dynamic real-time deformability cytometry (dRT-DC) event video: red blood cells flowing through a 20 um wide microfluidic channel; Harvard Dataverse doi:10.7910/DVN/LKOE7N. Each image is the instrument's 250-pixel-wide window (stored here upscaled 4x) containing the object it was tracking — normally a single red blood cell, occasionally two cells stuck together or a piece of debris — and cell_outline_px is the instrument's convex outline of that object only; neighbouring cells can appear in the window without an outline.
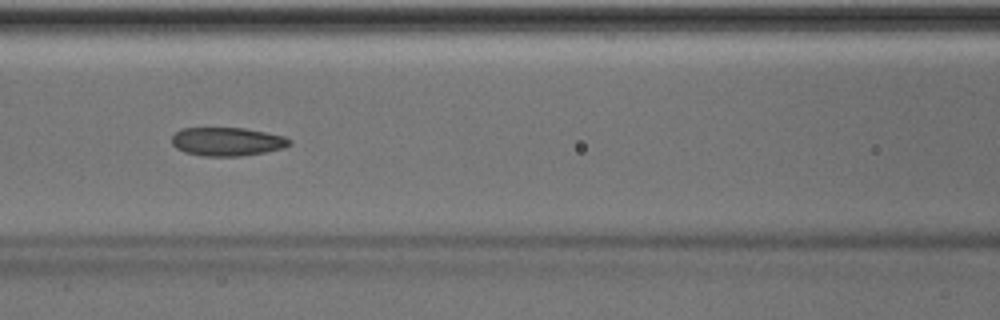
{"species": "Egyptian fruit bat (a non-hibernating species)", "species_latin": "Rousettus aegyptiacus", "temperature_condition": "room temperature", "stored_images_in_passage": 19, "camera_frame_rate_fps": 3000, "um_per_image_px": 0.085, "animal": {"sex": "male"}, "frame": {"image": 1, "passage_image": 11, "time_ms": 3.333, "image_size_px": [1000, 320], "cell_outline_px": [[292, 144], [284, 148], [264, 152], [240, 156], [204, 156], [184, 152], [176, 148], [172, 144], [172, 136], [180, 128], [244, 128], [284, 136], [292, 140]], "centroid_in_image_um": [19.31, 12.03], "position_along_channel_um": 147.3, "area_um2": 19.59}}